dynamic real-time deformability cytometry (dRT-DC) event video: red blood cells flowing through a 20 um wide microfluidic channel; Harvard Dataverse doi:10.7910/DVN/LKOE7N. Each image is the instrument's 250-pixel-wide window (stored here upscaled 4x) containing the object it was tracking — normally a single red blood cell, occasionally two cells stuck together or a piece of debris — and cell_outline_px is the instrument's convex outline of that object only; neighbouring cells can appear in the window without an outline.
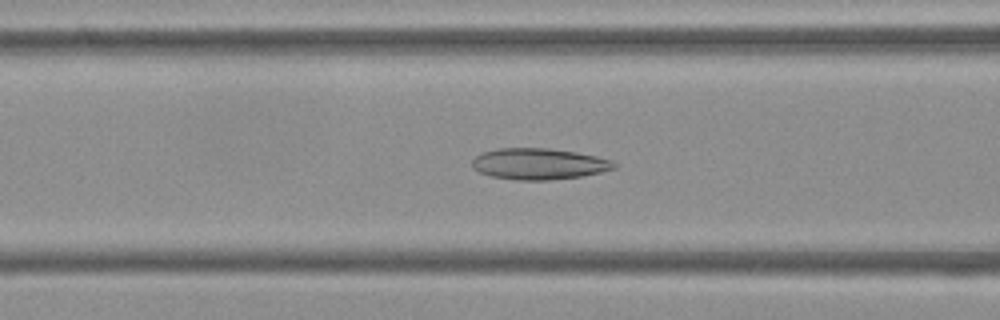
{"species": "Egyptian fruit bat (a non-hibernating species)", "species_latin": "Rousettus aegyptiacus", "temperature_condition": "cold", "stored_images_in_passage": 47, "camera_frame_rate_fps": 3000, "um_per_image_px": 0.085, "frame": {"image": 1, "passage_image": 20, "time_ms": 6.333, "image_size_px": [1000, 320], "cell_outline_px": [[620, 164], [616, 168], [600, 172], [580, 176], [548, 180], [516, 180], [492, 176], [480, 172], [472, 168], [472, 160], [476, 156], [484, 152], [500, 148], [548, 148], [576, 152], [596, 156], [612, 160]], "centroid_in_image_um": [45.83, 13.93], "position_along_channel_um": 120.8, "area_um2": 25.78}}
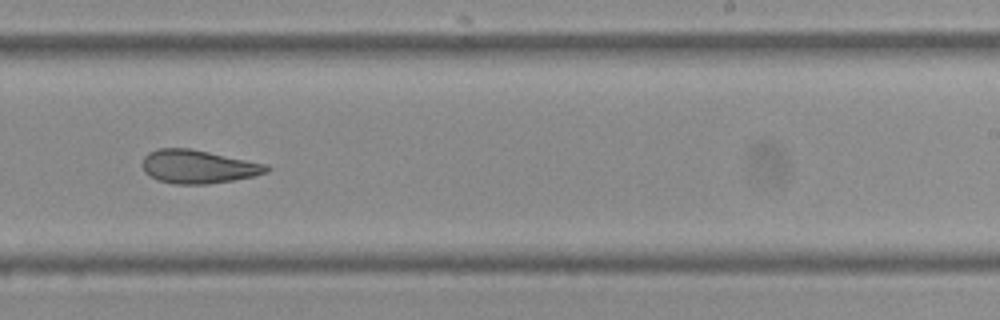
{"frame": {"image": 2, "passage_image": 32, "time_ms": 10.333, "image_size_px": [1000, 320], "cell_outline_px": [[272, 168], [268, 172], [252, 176], [232, 180], [208, 184], [176, 184], [156, 180], [144, 172], [144, 156], [148, 152], [156, 148], [192, 148], [268, 164]], "centroid_in_image_um": [16.86, 14.15], "position_along_channel_um": 272.1, "area_um2": 24.33}}
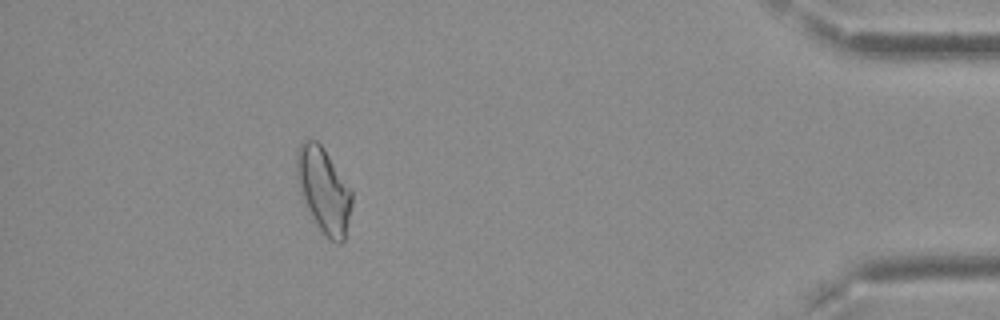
{"frame": {"image": 3, "passage_image": 47, "time_ms": 15.333, "image_size_px": [1000, 320], "cell_outline_px": [[352, 204], [344, 240], [340, 244], [336, 244], [328, 240], [316, 224], [304, 204], [300, 192], [296, 176], [296, 148], [304, 140], [316, 140], [324, 148], [352, 192]], "centroid_in_image_um": [27.49, 16.18], "position_along_channel_um": 407.7, "area_um2": 27.4}, "authors_computed_cell_mechanics": {"area_um2": 25.6054, "velocity_mm_per_s": 3.7864, "shape_relaxation_time_tau1_ms": null, "shape_relaxation_time_tau2_ms": 3.9688, "deformation_change_tau1": null, "deformation_change_tau2": 0.1168}}